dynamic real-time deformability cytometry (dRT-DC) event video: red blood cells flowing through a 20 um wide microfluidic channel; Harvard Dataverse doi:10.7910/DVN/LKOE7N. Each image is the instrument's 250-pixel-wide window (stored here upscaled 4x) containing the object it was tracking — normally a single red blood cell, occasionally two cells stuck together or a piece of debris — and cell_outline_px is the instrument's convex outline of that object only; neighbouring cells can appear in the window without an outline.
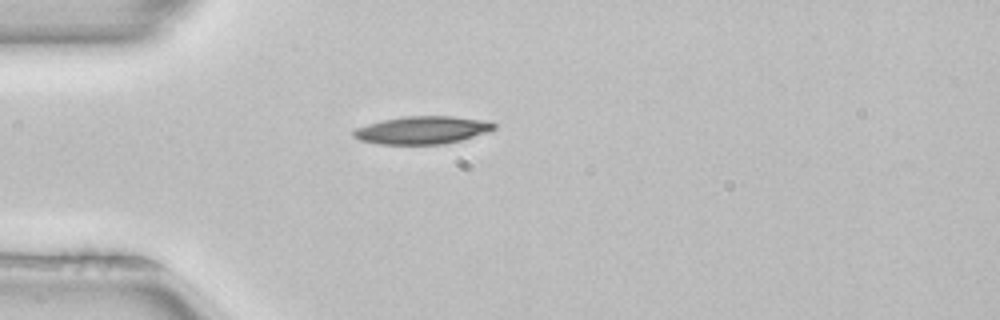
{"species": "common noctule bat (a hibernating species)", "species_latin": "Nyctalus noctula", "temperature_condition": "room temperature", "stored_images_in_passage": 38, "camera_frame_rate_fps": 3000, "um_per_image_px": 0.085, "animal": {"sex": "female", "body_mass_g": 22.7, "forearm_length_mm": 54.2}, "frame": {"image": 1, "passage_image": 1, "time_ms": 0.0, "image_size_px": [1000, 320], "cell_outline_px": [[496, 128], [488, 132], [460, 140], [444, 144], [380, 144], [360, 140], [352, 136], [352, 132], [356, 128], [368, 124], [384, 120], [404, 116], [452, 116], [480, 120], [496, 124]], "centroid_in_image_um": [35.87, 11.06], "position_along_channel_um": 49.1, "area_um2": 22.48}}
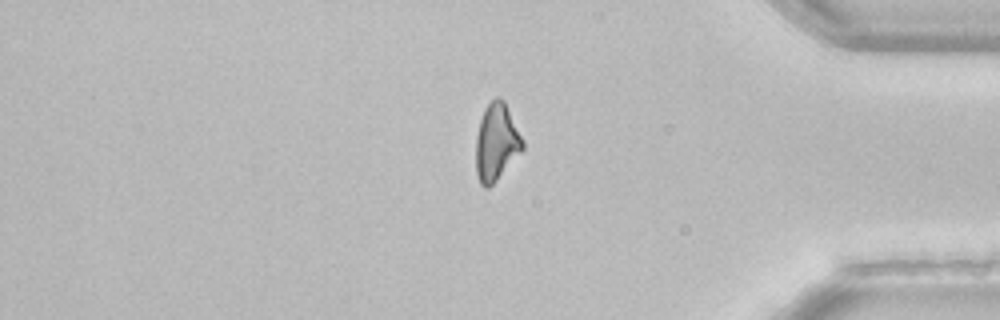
{"frame": {"image": 2, "passage_image": 30, "time_ms": 9.667, "image_size_px": [1000, 320], "cell_outline_px": [[524, 148], [496, 180], [488, 188], [484, 188], [480, 184], [476, 176], [476, 136], [480, 120], [484, 108], [496, 96], [500, 96], [504, 100], [524, 140]], "centroid_in_image_um": [42.18, 12.07], "position_along_channel_um": 393.0, "area_um2": 21.04}}
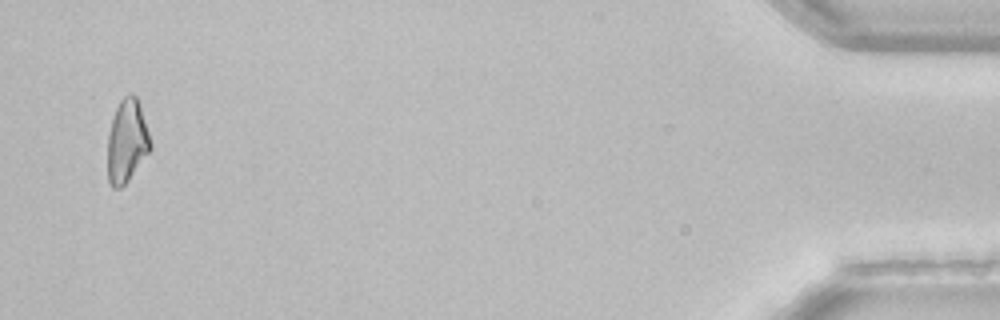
{"frame": {"image": 3, "passage_image": 37, "time_ms": 12.0, "image_size_px": [1000, 320], "cell_outline_px": [[152, 148], [128, 180], [120, 188], [112, 188], [108, 180], [108, 136], [112, 120], [116, 108], [120, 100], [128, 92], [132, 92], [136, 96], [152, 144]], "centroid_in_image_um": [10.78, 11.99], "position_along_channel_um": 424.4, "area_um2": 20.46}, "authors_computed_cell_mechanics": {"area_um2": 21.8195, "velocity_mm_per_s": 3.9738, "shape_relaxation_time_tau1_ms": 3.3445, "shape_relaxation_time_tau2_ms": null, "deformation_change_tau1": 0.148, "deformation_change_tau2": null}}